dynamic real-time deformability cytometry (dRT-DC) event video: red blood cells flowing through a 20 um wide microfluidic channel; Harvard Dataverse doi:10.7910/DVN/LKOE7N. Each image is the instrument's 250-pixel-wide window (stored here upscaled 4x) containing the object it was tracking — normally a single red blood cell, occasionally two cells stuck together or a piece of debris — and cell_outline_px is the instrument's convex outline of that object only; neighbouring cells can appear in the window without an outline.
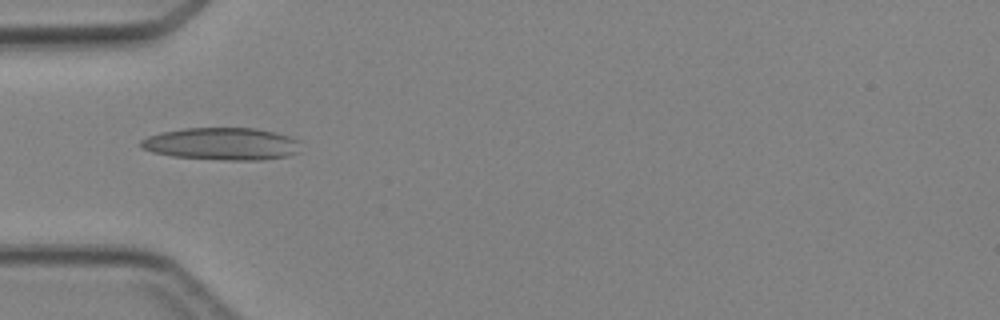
{"species": "Egyptian fruit bat (a non-hibernating species)", "species_latin": "Rousettus aegyptiacus", "temperature_condition": "cold", "stored_images_in_passage": 3, "camera_frame_rate_fps": 3000, "um_per_image_px": 0.085, "animal": {"sex": "female"}, "frame": {"image": 1, "passage_image": 2, "time_ms": 1.333, "image_size_px": [1000, 320], "cell_outline_px": [[300, 152], [288, 156], [260, 160], [220, 160], [172, 156], [152, 152], [144, 148], [140, 144], [140, 140], [148, 136], [160, 132], [184, 128], [256, 128], [276, 132], [288, 136], [296, 140]], "centroid_in_image_um": [18.85, 12.23], "position_along_channel_um": 66.2, "area_um2": 30.17}}
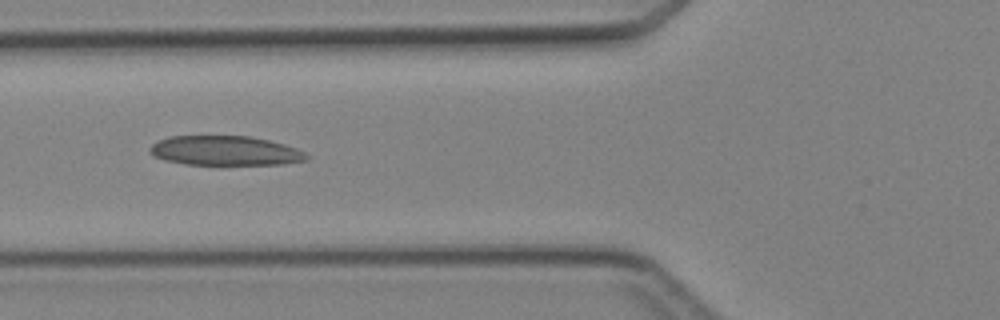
{"frame": {"image": 2, "passage_image": 3, "time_ms": 2.333, "image_size_px": [1000, 320], "cell_outline_px": [[308, 160], [284, 164], [220, 168], [184, 164], [164, 160], [152, 156], [148, 148], [156, 140], [168, 136], [252, 136], [284, 144], [296, 148], [304, 152], [308, 156]], "centroid_in_image_um": [19.11, 12.87], "position_along_channel_um": 106.7, "area_um2": 28.55}}